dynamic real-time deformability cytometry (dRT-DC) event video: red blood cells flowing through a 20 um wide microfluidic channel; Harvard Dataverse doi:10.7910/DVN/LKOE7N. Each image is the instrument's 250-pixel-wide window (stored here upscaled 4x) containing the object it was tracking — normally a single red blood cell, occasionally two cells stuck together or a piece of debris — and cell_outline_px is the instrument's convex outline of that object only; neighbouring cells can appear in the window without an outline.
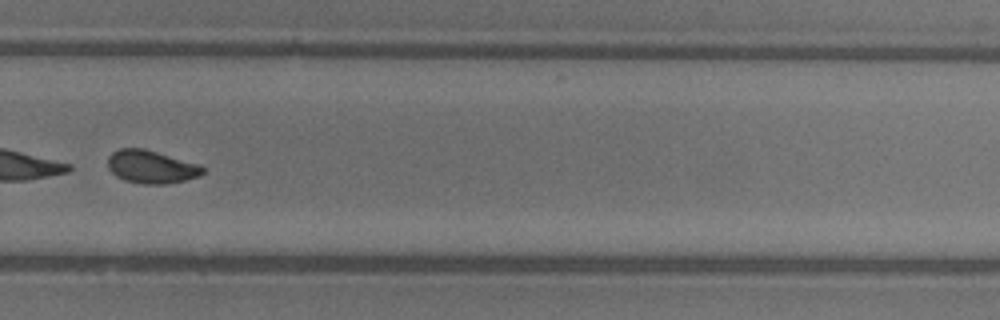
{"species": "common noctule bat (a hibernating species)", "species_latin": "Nyctalus noctula", "temperature_condition": "warm", "stored_images_in_passage": 47, "segment_of_instrument_passage": [2, 2], "camera_frame_rate_fps": 3000, "um_per_image_px": 0.085, "animal": {"sex": "female"}, "frame": {"image": 1, "passage_image": 33, "time_ms": 10.667, "image_size_px": [1000, 320], "cell_outline_px": [[204, 172], [200, 176], [184, 180], [164, 184], [144, 184], [124, 180], [116, 176], [108, 168], [108, 156], [112, 152], [120, 148], [144, 148], [200, 164], [204, 168]], "centroid_in_image_um": [12.85, 14.17], "position_along_channel_um": 316.9, "area_um2": 18.32}}